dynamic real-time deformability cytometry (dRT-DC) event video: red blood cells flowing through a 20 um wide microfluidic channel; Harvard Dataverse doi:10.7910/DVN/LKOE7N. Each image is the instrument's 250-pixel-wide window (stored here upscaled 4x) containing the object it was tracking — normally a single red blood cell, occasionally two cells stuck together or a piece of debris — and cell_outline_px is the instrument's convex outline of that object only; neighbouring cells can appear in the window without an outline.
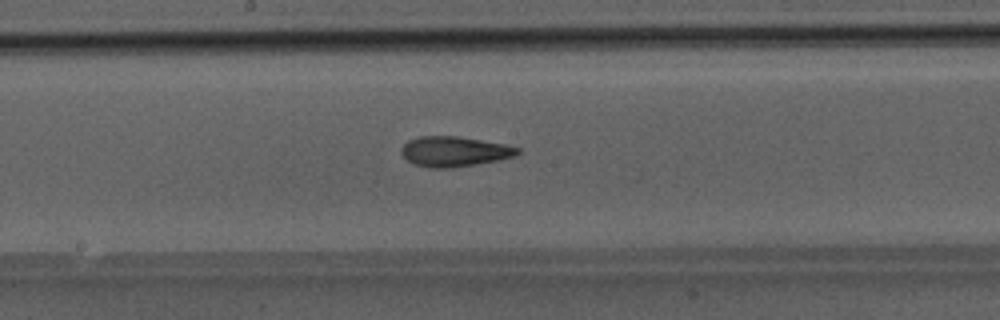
{"species": "Egyptian fruit bat (a non-hibernating species)", "species_latin": "Rousettus aegyptiacus", "temperature_condition": "room temperature", "stored_images_in_passage": 43, "camera_frame_rate_fps": 3000, "um_per_image_px": 0.085, "animal": {"sex": "male"}, "frame": {"image": 1, "passage_image": 24, "time_ms": 7.667, "image_size_px": [1000, 320], "cell_outline_px": [[520, 152], [512, 156], [496, 160], [476, 164], [452, 168], [428, 168], [412, 164], [400, 152], [400, 148], [408, 140], [420, 136], [456, 136], [504, 144], [520, 148]], "centroid_in_image_um": [38.55, 12.88], "position_along_channel_um": 209.6, "area_um2": 20.29}}
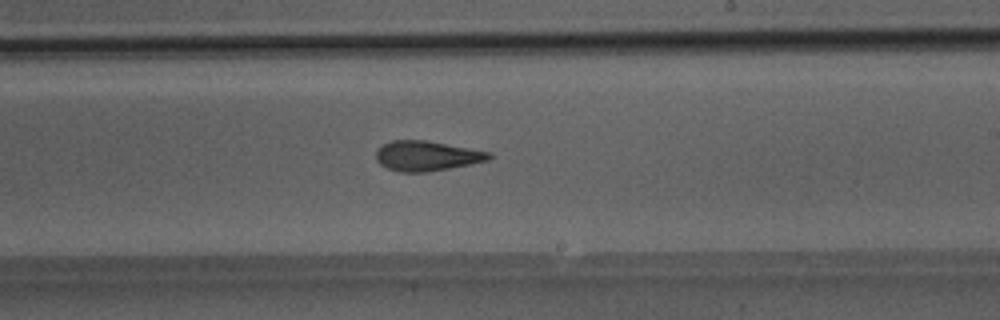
{"frame": {"image": 2, "passage_image": 27, "time_ms": 8.667, "image_size_px": [1000, 320], "cell_outline_px": [[492, 156], [488, 160], [472, 164], [428, 172], [400, 172], [388, 168], [380, 164], [376, 160], [376, 152], [384, 144], [392, 140], [424, 140], [492, 152]], "centroid_in_image_um": [36.29, 13.26], "position_along_channel_um": 252.7, "area_um2": 19.65}}
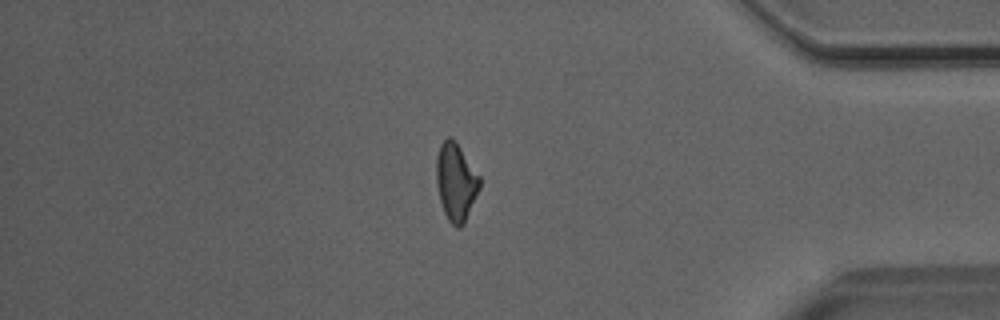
{"frame": {"image": 3, "passage_image": 39, "time_ms": 12.667, "image_size_px": [1000, 320], "cell_outline_px": [[480, 188], [464, 224], [460, 228], [456, 228], [448, 220], [444, 212], [440, 200], [436, 184], [436, 156], [440, 144], [448, 136], [452, 136], [480, 176]], "centroid_in_image_um": [38.74, 15.46], "position_along_channel_um": 396.5, "area_um2": 19.71}}